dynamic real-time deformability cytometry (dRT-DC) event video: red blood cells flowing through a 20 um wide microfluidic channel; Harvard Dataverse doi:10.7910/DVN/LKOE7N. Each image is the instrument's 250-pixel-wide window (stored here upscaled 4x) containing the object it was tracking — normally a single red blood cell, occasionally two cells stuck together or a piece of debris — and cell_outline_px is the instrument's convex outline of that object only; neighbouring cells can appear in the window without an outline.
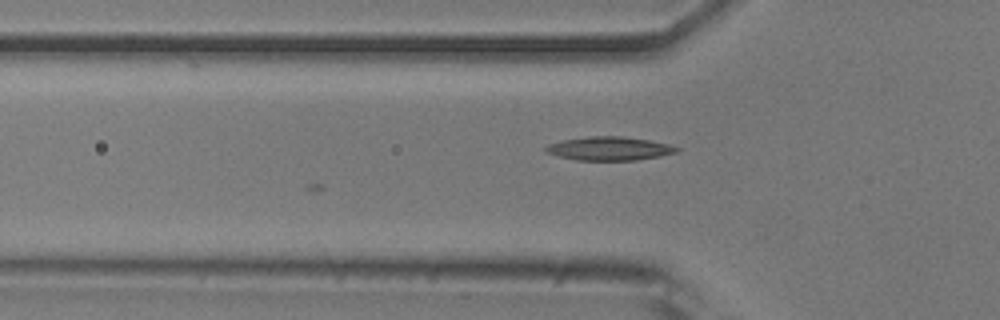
{"species": "common noctule bat (a hibernating species)", "species_latin": "Nyctalus noctula", "temperature_condition": "room temperature", "stored_images_in_passage": 17, "camera_frame_rate_fps": 3000, "um_per_image_px": 0.085, "animal": {"sex": "male", "body_mass_g": 20.5, "forearm_length_mm": 52.5}, "frame": {"image": 1, "passage_image": 17, "time_ms": 5.333, "image_size_px": [1000, 320], "cell_outline_px": [[680, 148], [676, 152], [660, 156], [636, 160], [576, 160], [544, 152], [544, 148], [548, 144], [564, 140], [588, 136], [624, 136], [648, 140], [668, 144]], "centroid_in_image_um": [51.78, 12.62], "position_along_channel_um": 74.0, "area_um2": 17.92}}